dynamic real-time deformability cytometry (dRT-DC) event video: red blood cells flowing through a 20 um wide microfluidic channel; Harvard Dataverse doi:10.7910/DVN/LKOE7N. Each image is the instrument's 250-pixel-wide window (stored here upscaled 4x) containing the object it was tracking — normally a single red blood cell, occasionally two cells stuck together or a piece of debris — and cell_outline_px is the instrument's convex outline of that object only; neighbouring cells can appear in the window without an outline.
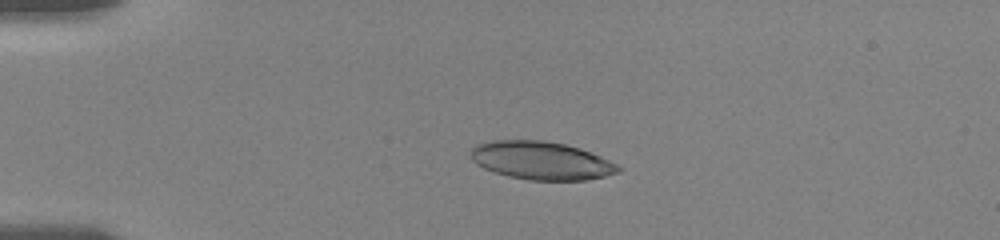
{"species": "human", "species_latin": "Homo sapiens", "temperature_condition": "room temperature", "stored_images_in_passage": 8, "camera_frame_rate_fps": 3000, "um_per_image_px": 0.085, "donor": {"sex": "female"}, "frame": {"image": 1, "passage_image": 1, "time_ms": 0.0, "image_size_px": [1000, 240], "cell_outline_px": [[624, 168], [620, 172], [604, 176], [584, 180], [528, 180], [508, 176], [484, 168], [476, 164], [472, 160], [472, 148], [476, 144], [492, 140], [544, 140], [564, 144], [580, 148], [600, 156]], "centroid_in_image_um": [46.02, 13.64], "position_along_channel_um": 39.0, "area_um2": 32.71}}
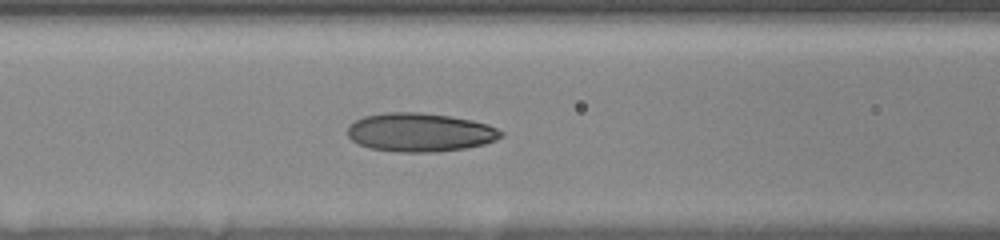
{"frame": {"image": 2, "passage_image": 6, "time_ms": 3.667, "image_size_px": [1000, 240], "cell_outline_px": [[504, 136], [496, 140], [484, 144], [464, 148], [440, 152], [400, 152], [368, 148], [352, 140], [348, 136], [348, 128], [356, 120], [364, 116], [384, 112], [420, 112], [452, 116], [472, 120], [488, 124], [504, 132]], "centroid_in_image_um": [35.73, 11.25], "position_along_channel_um": 130.9, "area_um2": 34.74}}
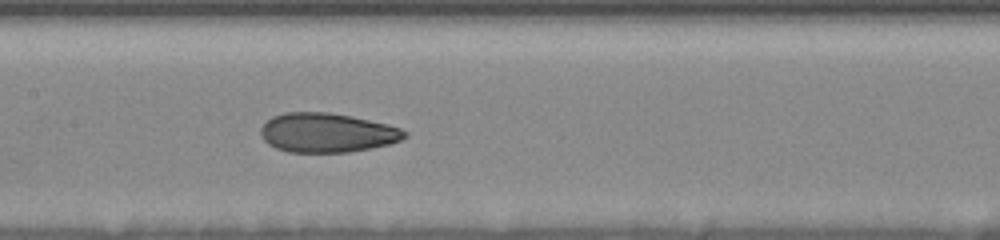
{"frame": {"image": 3, "passage_image": 8, "time_ms": 5.0, "image_size_px": [1000, 240], "cell_outline_px": [[408, 136], [400, 140], [388, 144], [348, 152], [288, 152], [276, 148], [268, 144], [264, 140], [260, 132], [260, 128], [272, 116], [284, 112], [328, 112], [352, 116], [388, 124], [400, 128], [408, 132]], "centroid_in_image_um": [27.79, 11.27], "position_along_channel_um": 179.6, "area_um2": 32.95}}